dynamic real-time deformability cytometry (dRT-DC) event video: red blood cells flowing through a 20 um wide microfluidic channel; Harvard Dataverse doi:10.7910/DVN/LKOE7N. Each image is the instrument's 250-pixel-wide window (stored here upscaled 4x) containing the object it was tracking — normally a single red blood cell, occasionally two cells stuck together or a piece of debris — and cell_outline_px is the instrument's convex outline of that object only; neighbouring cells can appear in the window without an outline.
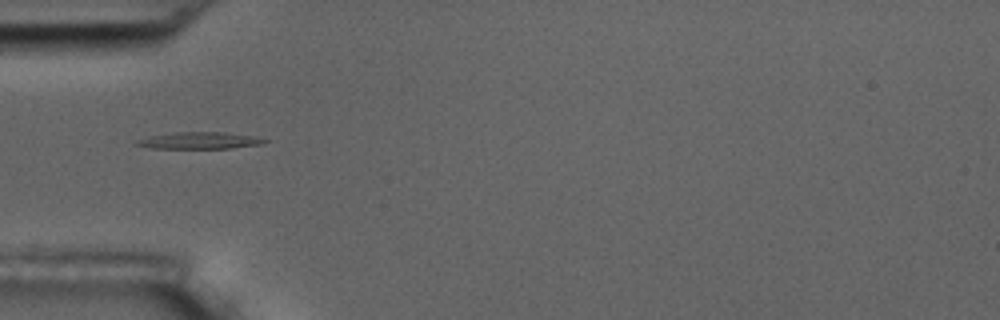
{"species": "common noctule bat (a hibernating species)", "species_latin": "Nyctalus noctula", "temperature_condition": "room temperature", "stored_images_in_passage": 4, "camera_frame_rate_fps": 3000, "um_per_image_px": 0.085, "animal": {"sex": "male", "body_mass_g": 17.5, "forearm_length_mm": 52.3}, "frame": {"image": 1, "passage_image": 1, "time_ms": 0.0, "image_size_px": [1000, 320], "cell_outline_px": [[268, 140], [260, 144], [232, 148], [152, 148], [132, 144], [136, 140], [148, 136], [176, 132], [224, 132], [252, 136]], "centroid_in_image_um": [16.88, 11.94], "position_along_channel_um": 68.1, "area_um2": 12.37}}
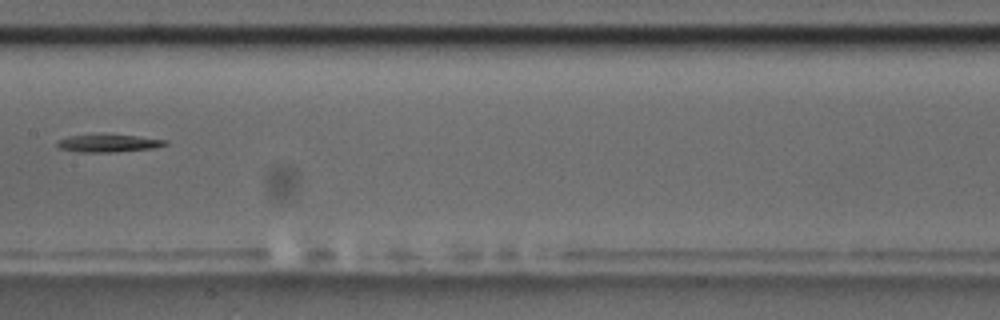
{"frame": {"image": 2, "passage_image": 4, "time_ms": 3.667, "image_size_px": [1000, 320], "cell_outline_px": [[168, 144], [156, 148], [112, 152], [76, 152], [60, 148], [56, 144], [56, 140], [68, 136], [104, 132], [168, 140]], "centroid_in_image_um": [9.19, 12.14], "position_along_channel_um": 198.2, "area_um2": 11.73}}